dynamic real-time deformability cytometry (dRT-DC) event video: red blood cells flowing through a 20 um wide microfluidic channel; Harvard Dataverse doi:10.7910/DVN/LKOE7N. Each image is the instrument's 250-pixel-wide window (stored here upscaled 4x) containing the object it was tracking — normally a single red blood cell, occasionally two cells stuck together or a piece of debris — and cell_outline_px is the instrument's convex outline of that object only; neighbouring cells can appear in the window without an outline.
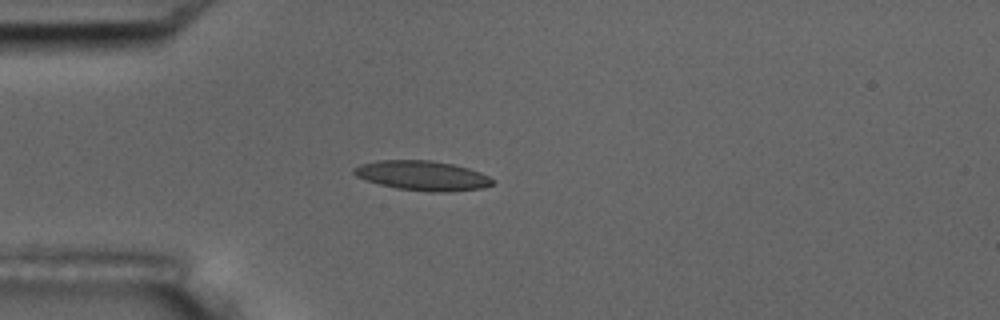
{"species": "common noctule bat (a hibernating species)", "species_latin": "Nyctalus noctula", "temperature_condition": "room temperature", "stored_images_in_passage": 5, "camera_frame_rate_fps": 3000, "um_per_image_px": 0.085, "animal": {"sex": "male", "body_mass_g": 17.5, "forearm_length_mm": 52.3}, "frame": {"image": 1, "passage_image": 4, "time_ms": 3.667, "image_size_px": [1000, 320], "cell_outline_px": [[492, 184], [484, 188], [452, 192], [432, 192], [396, 188], [380, 184], [356, 176], [352, 172], [352, 168], [360, 164], [376, 160], [432, 160], [452, 164], [468, 168], [480, 172], [488, 176], [492, 180]], "centroid_in_image_um": [35.89, 14.92], "position_along_channel_um": 49.1, "area_um2": 23.99}}